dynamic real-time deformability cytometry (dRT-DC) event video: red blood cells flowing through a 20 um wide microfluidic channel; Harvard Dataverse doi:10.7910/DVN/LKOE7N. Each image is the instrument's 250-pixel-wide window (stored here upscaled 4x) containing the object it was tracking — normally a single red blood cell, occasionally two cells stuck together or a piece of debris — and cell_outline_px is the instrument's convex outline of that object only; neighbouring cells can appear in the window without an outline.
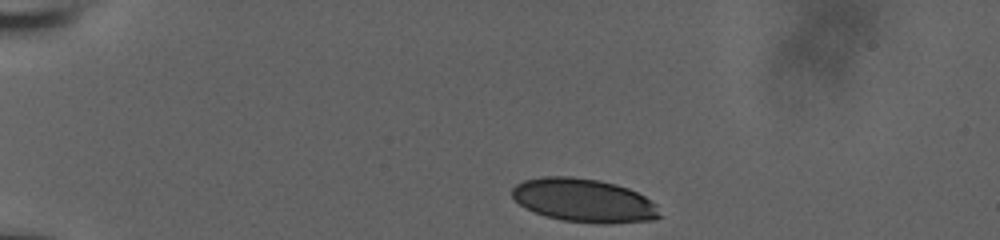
{"species": "human", "species_latin": "Homo sapiens", "temperature_condition": "room temperature", "stored_images_in_passage": 11, "camera_frame_rate_fps": 3000, "um_per_image_px": 0.085, "donor": {"sex": "male"}, "frame": {"image": 1, "passage_image": 1, "time_ms": 0.0, "image_size_px": [1000, 240], "cell_outline_px": [[664, 216], [652, 220], [604, 224], [600, 224], [560, 220], [544, 216], [524, 208], [512, 196], [512, 188], [516, 184], [524, 180], [544, 176], [572, 176], [600, 180], [616, 184], [628, 188], [644, 196], [656, 204]], "centroid_in_image_um": [49.64, 17.04], "position_along_channel_um": 35.4, "area_um2": 37.8}}
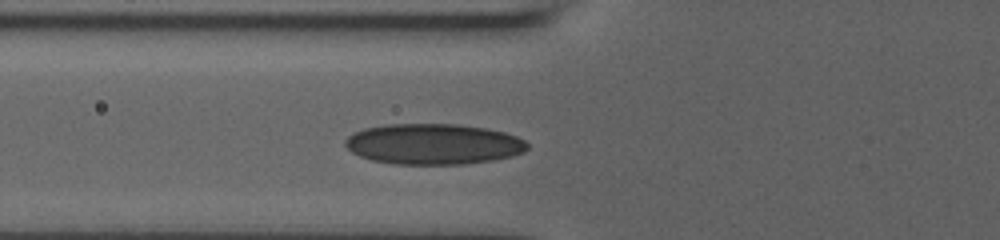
{"frame": {"image": 2, "passage_image": 7, "time_ms": 2.0, "image_size_px": [1000, 240], "cell_outline_px": [[528, 148], [524, 152], [512, 156], [492, 160], [464, 164], [392, 164], [372, 160], [360, 156], [352, 152], [344, 144], [344, 140], [348, 136], [364, 128], [388, 124], [456, 124], [488, 128], [504, 132], [516, 136], [524, 140], [528, 144]], "centroid_in_image_um": [36.84, 12.24], "position_along_channel_um": 89.0, "area_um2": 43.29}}
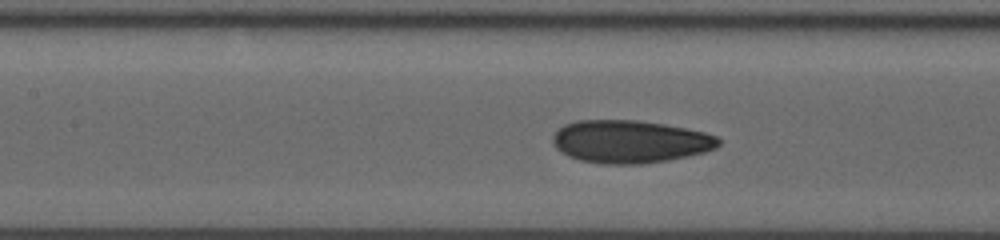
{"frame": {"image": 3, "passage_image": 10, "time_ms": 3.0, "image_size_px": [1000, 240], "cell_outline_px": [[720, 144], [716, 148], [704, 152], [688, 156], [668, 160], [640, 164], [600, 164], [580, 160], [568, 156], [556, 148], [552, 140], [552, 136], [564, 124], [576, 120], [636, 120], [664, 124], [704, 132], [716, 136], [720, 140]], "centroid_in_image_um": [53.53, 12.04], "position_along_channel_um": 153.9, "area_um2": 41.33}}